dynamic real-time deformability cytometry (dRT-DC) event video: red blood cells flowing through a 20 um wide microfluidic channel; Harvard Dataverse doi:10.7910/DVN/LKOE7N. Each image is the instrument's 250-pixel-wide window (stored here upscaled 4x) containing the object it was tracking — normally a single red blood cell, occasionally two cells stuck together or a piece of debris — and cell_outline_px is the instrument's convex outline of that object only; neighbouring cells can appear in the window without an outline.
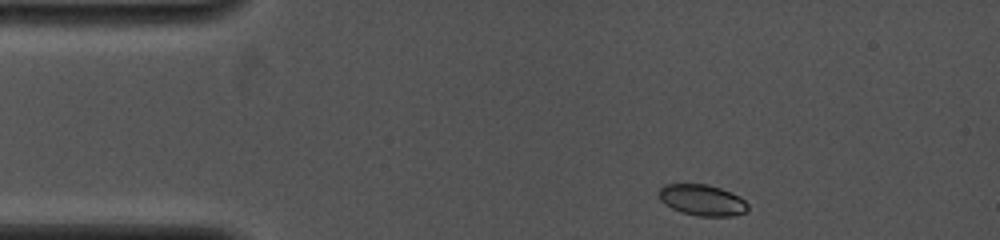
{"species": "common noctule bat (a hibernating species)", "species_latin": "Nyctalus noctula", "temperature_condition": "cold", "stored_images_in_passage": 50, "camera_frame_rate_fps": 4000, "um_per_image_px": 0.085, "animal": {"sex": "female", "body_mass_g": 19.0, "forearm_length_mm": 53.3}, "frame": {"image": 1, "passage_image": 1, "time_ms": 0.0, "image_size_px": [1000, 240], "cell_outline_px": [[748, 212], [736, 216], [696, 216], [680, 212], [664, 204], [660, 200], [660, 188], [664, 184], [708, 184], [732, 192], [740, 196], [748, 204]], "centroid_in_image_um": [59.73, 17.02], "position_along_channel_um": 25.3, "area_um2": 16.36}}
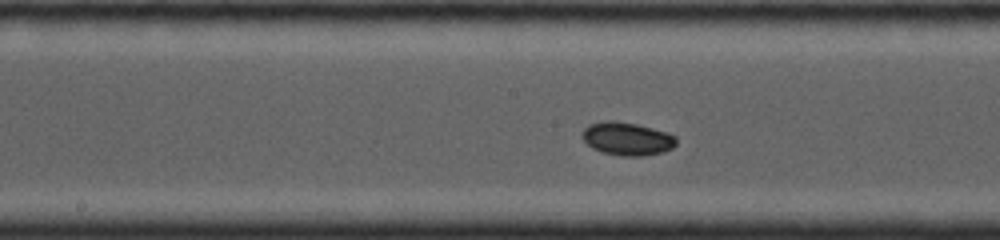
{"frame": {"image": 2, "passage_image": 23, "time_ms": 5.5, "image_size_px": [1000, 240], "cell_outline_px": [[676, 144], [672, 148], [664, 152], [644, 156], [624, 156], [600, 152], [592, 148], [580, 136], [584, 128], [588, 124], [608, 120], [612, 120], [636, 124], [668, 132], [676, 136]], "centroid_in_image_um": [53.3, 11.79], "position_along_channel_um": 194.9, "area_um2": 18.32}}
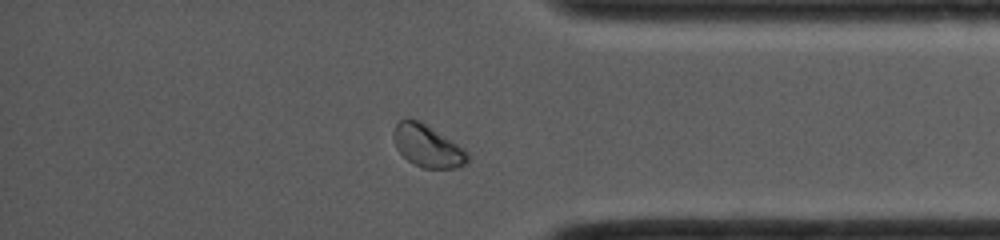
{"frame": {"image": 3, "passage_image": 43, "time_ms": 10.5, "image_size_px": [1000, 240], "cell_outline_px": [[468, 164], [456, 168], [424, 168], [408, 160], [396, 148], [392, 136], [392, 132], [396, 124], [400, 120], [420, 120], [464, 148], [468, 152]], "centroid_in_image_um": [36.35, 12.41], "position_along_channel_um": 398.9, "area_um2": 18.15}, "authors_computed_cell_mechanics": {"area_um2": 17.2533, "velocity_mm_per_s": 4.1464, "shape_relaxation_time_tau1_ms": 1.2421, "shape_relaxation_time_tau2_ms": null, "deformation_change_tau1": 0.0422, "deformation_change_tau2": null}}